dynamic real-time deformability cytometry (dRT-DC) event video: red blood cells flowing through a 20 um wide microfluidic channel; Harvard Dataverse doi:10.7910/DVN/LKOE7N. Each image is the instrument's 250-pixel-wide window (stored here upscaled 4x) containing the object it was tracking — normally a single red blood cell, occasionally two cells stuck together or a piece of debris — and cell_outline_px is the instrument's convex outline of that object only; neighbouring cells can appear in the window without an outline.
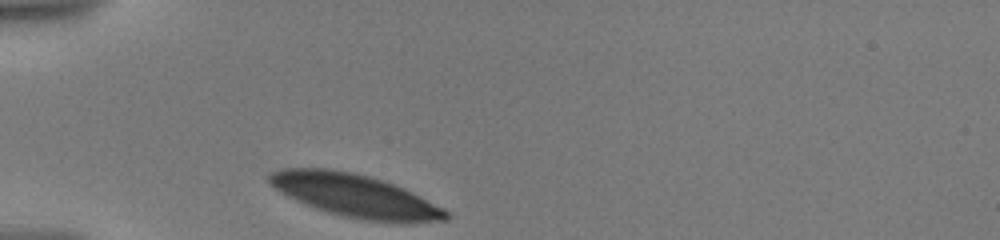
{"species": "human", "species_latin": "Homo sapiens", "temperature_condition": "warm", "stored_images_in_passage": 33, "camera_frame_rate_fps": 3000, "um_per_image_px": 0.085, "donor": {"sex": "male"}, "frame": {"image": 1, "passage_image": 1, "time_ms": 0.0, "image_size_px": [1000, 240], "cell_outline_px": [[452, 216], [448, 220], [412, 224], [396, 224], [364, 220], [344, 216], [328, 212], [316, 208], [296, 200], [280, 192], [268, 184], [268, 172], [280, 168], [324, 168], [352, 172], [368, 176], [404, 188], [452, 212]], "centroid_in_image_um": [30.24, 16.66], "position_along_channel_um": 54.8, "area_um2": 44.8}}
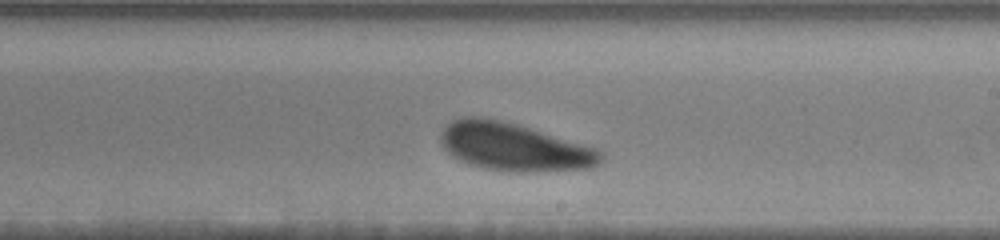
{"frame": {"image": 2, "passage_image": 19, "time_ms": 6.0, "image_size_px": [1000, 240], "cell_outline_px": [[604, 160], [600, 164], [592, 168], [532, 172], [512, 172], [484, 168], [460, 160], [452, 156], [440, 144], [440, 132], [452, 120], [464, 116], [484, 116], [516, 124], [596, 148], [604, 156]], "centroid_in_image_um": [43.68, 12.49], "position_along_channel_um": 245.3, "area_um2": 44.74}}
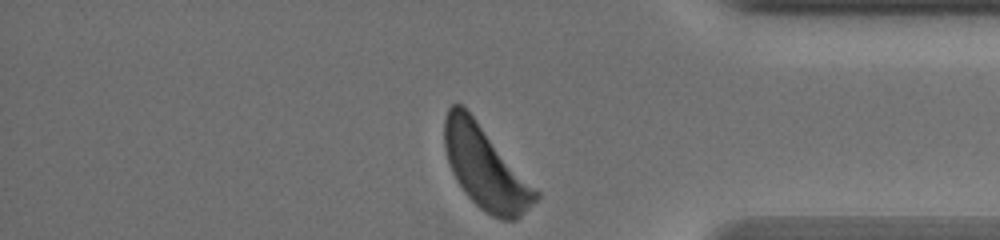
{"frame": {"image": 3, "passage_image": 33, "time_ms": 10.667, "image_size_px": [1000, 240], "cell_outline_px": [[540, 196], [516, 220], [500, 220], [484, 212], [464, 192], [456, 180], [452, 172], [444, 148], [444, 120], [448, 108], [452, 104], [460, 104], [472, 116], [540, 192]], "centroid_in_image_um": [41.24, 14.29], "position_along_channel_um": 394.0, "area_um2": 43.18}, "authors_computed_cell_mechanics": {"area_um2": 45.373, "velocity_mm_per_s": 3.4655, "shape_relaxation_time_tau1_ms": 1.542, "shape_relaxation_time_tau2_ms": null, "deformation_change_tau1": 0.1079, "deformation_change_tau2": null}}